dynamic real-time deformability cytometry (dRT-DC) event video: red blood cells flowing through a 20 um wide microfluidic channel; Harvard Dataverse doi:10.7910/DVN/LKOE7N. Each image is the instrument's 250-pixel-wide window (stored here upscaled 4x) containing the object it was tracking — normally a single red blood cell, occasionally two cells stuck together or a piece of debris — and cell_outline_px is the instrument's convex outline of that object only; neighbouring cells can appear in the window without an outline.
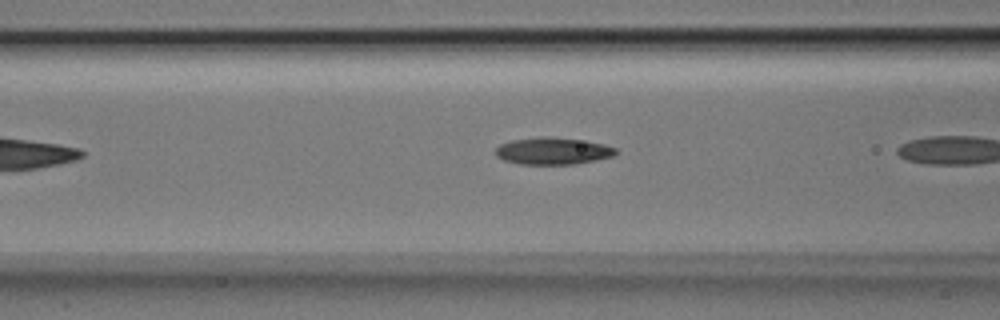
{"species": "Egyptian fruit bat (a non-hibernating species)", "species_latin": "Rousettus aegyptiacus", "temperature_condition": "room temperature", "stored_images_in_passage": 8, "camera_frame_rate_fps": 3000, "um_per_image_px": 0.085, "animal": {"sex": "male"}, "frame": {"image": 1, "passage_image": 7, "time_ms": 2.0, "image_size_px": [1000, 320], "cell_outline_px": [[620, 152], [612, 156], [596, 160], [572, 164], [520, 164], [504, 160], [496, 156], [496, 148], [500, 144], [512, 140], [540, 136], [548, 136], [604, 144], [616, 148]], "centroid_in_image_um": [46.98, 12.83], "position_along_channel_um": 119.6, "area_um2": 18.79}}